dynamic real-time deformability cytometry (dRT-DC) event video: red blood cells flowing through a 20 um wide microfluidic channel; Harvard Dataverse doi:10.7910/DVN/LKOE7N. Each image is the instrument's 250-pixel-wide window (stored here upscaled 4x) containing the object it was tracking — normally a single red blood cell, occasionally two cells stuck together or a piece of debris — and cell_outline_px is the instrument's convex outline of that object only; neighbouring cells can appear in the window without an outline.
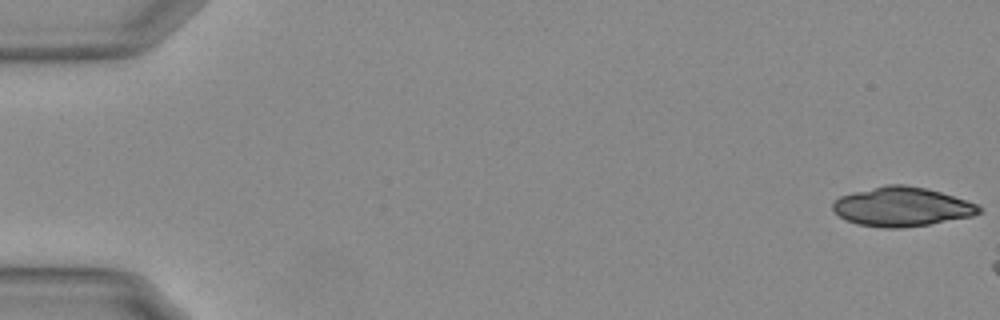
{"species": "Egyptian fruit bat (a non-hibernating species)", "species_latin": "Rousettus aegyptiacus", "temperature_condition": "warm", "stored_images_in_passage": 6, "camera_frame_rate_fps": 3000, "um_per_image_px": 0.085, "animal": {"sex": "female"}, "frame": {"image": 1, "passage_image": 1, "time_ms": 0.0, "image_size_px": [1000, 320], "cell_outline_px": [[984, 212], [972, 216], [928, 224], [900, 228], [884, 228], [856, 224], [844, 220], [832, 208], [832, 204], [840, 196], [852, 192], [888, 184], [904, 184], [924, 188], [940, 192], [980, 204]], "centroid_in_image_um": [76.68, 17.57], "position_along_channel_um": 8.3, "area_um2": 33.47}}